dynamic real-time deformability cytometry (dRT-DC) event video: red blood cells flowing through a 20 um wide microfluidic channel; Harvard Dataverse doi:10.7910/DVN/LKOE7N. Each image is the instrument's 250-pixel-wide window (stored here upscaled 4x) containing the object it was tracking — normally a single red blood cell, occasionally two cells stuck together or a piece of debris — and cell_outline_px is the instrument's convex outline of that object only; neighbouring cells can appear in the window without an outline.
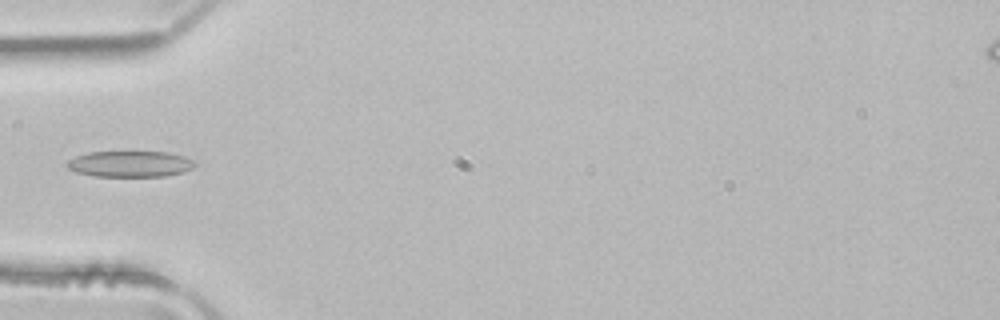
{"species": "common noctule bat (a hibernating species)", "species_latin": "Nyctalus noctula", "temperature_condition": "room temperature", "stored_images_in_passage": 4, "camera_frame_rate_fps": 3000, "um_per_image_px": 0.085, "animal": {"sex": "male", "body_mass_g": 21.5, "forearm_length_mm": 52.0}, "frame": {"image": 1, "passage_image": 4, "time_ms": 1.0, "image_size_px": [1000, 320], "cell_outline_px": [[196, 164], [192, 168], [184, 172], [164, 176], [96, 176], [76, 172], [68, 168], [68, 160], [76, 156], [88, 152], [168, 152], [184, 156], [192, 160]], "centroid_in_image_um": [11.07, 13.93], "position_along_channel_um": 73.9, "area_um2": 19.25}}